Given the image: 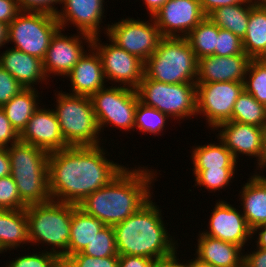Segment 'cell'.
I'll list each match as a JSON object with an SVG mask.
<instances>
[{
    "mask_svg": "<svg viewBox=\"0 0 266 267\" xmlns=\"http://www.w3.org/2000/svg\"><path fill=\"white\" fill-rule=\"evenodd\" d=\"M99 145L69 146L49 153L48 178L51 199L78 205L107 185L124 168L110 162Z\"/></svg>",
    "mask_w": 266,
    "mask_h": 267,
    "instance_id": "cell-1",
    "label": "cell"
},
{
    "mask_svg": "<svg viewBox=\"0 0 266 267\" xmlns=\"http://www.w3.org/2000/svg\"><path fill=\"white\" fill-rule=\"evenodd\" d=\"M149 172L148 169L128 171L124 168L107 185L88 195L77 206L106 226L123 222L150 200L149 184L154 176Z\"/></svg>",
    "mask_w": 266,
    "mask_h": 267,
    "instance_id": "cell-2",
    "label": "cell"
},
{
    "mask_svg": "<svg viewBox=\"0 0 266 267\" xmlns=\"http://www.w3.org/2000/svg\"><path fill=\"white\" fill-rule=\"evenodd\" d=\"M160 214L159 208L149 200L136 213L115 224L118 255L143 256L155 261L173 255L175 243L168 237Z\"/></svg>",
    "mask_w": 266,
    "mask_h": 267,
    "instance_id": "cell-3",
    "label": "cell"
},
{
    "mask_svg": "<svg viewBox=\"0 0 266 267\" xmlns=\"http://www.w3.org/2000/svg\"><path fill=\"white\" fill-rule=\"evenodd\" d=\"M7 147L11 177L21 200L28 206L43 204L51 199L49 193V153L29 143L18 141Z\"/></svg>",
    "mask_w": 266,
    "mask_h": 267,
    "instance_id": "cell-4",
    "label": "cell"
},
{
    "mask_svg": "<svg viewBox=\"0 0 266 267\" xmlns=\"http://www.w3.org/2000/svg\"><path fill=\"white\" fill-rule=\"evenodd\" d=\"M144 66V74L154 81L177 84L197 80L198 59L187 38L163 37Z\"/></svg>",
    "mask_w": 266,
    "mask_h": 267,
    "instance_id": "cell-5",
    "label": "cell"
},
{
    "mask_svg": "<svg viewBox=\"0 0 266 267\" xmlns=\"http://www.w3.org/2000/svg\"><path fill=\"white\" fill-rule=\"evenodd\" d=\"M25 211L28 219L29 243L43 241L60 248L55 254L68 257L72 204L50 200L43 204L28 205Z\"/></svg>",
    "mask_w": 266,
    "mask_h": 267,
    "instance_id": "cell-6",
    "label": "cell"
},
{
    "mask_svg": "<svg viewBox=\"0 0 266 267\" xmlns=\"http://www.w3.org/2000/svg\"><path fill=\"white\" fill-rule=\"evenodd\" d=\"M54 111L61 134L69 146L99 145V130L93 104L88 96L58 94Z\"/></svg>",
    "mask_w": 266,
    "mask_h": 267,
    "instance_id": "cell-7",
    "label": "cell"
},
{
    "mask_svg": "<svg viewBox=\"0 0 266 267\" xmlns=\"http://www.w3.org/2000/svg\"><path fill=\"white\" fill-rule=\"evenodd\" d=\"M139 102L158 109L170 117L197 115L196 83L167 84L145 74L135 89Z\"/></svg>",
    "mask_w": 266,
    "mask_h": 267,
    "instance_id": "cell-8",
    "label": "cell"
},
{
    "mask_svg": "<svg viewBox=\"0 0 266 267\" xmlns=\"http://www.w3.org/2000/svg\"><path fill=\"white\" fill-rule=\"evenodd\" d=\"M59 29L56 16L22 11L8 25V42L12 40L15 49L43 60L52 37Z\"/></svg>",
    "mask_w": 266,
    "mask_h": 267,
    "instance_id": "cell-9",
    "label": "cell"
},
{
    "mask_svg": "<svg viewBox=\"0 0 266 267\" xmlns=\"http://www.w3.org/2000/svg\"><path fill=\"white\" fill-rule=\"evenodd\" d=\"M90 98L100 131L106 123L125 130L134 128L139 101L135 89L123 86L102 88Z\"/></svg>",
    "mask_w": 266,
    "mask_h": 267,
    "instance_id": "cell-10",
    "label": "cell"
},
{
    "mask_svg": "<svg viewBox=\"0 0 266 267\" xmlns=\"http://www.w3.org/2000/svg\"><path fill=\"white\" fill-rule=\"evenodd\" d=\"M243 90L240 82L196 83L197 114L202 112L213 128L232 121L234 104Z\"/></svg>",
    "mask_w": 266,
    "mask_h": 267,
    "instance_id": "cell-11",
    "label": "cell"
},
{
    "mask_svg": "<svg viewBox=\"0 0 266 267\" xmlns=\"http://www.w3.org/2000/svg\"><path fill=\"white\" fill-rule=\"evenodd\" d=\"M109 40L145 62L158 48L163 38L155 21L153 24L124 19L106 30Z\"/></svg>",
    "mask_w": 266,
    "mask_h": 267,
    "instance_id": "cell-12",
    "label": "cell"
},
{
    "mask_svg": "<svg viewBox=\"0 0 266 267\" xmlns=\"http://www.w3.org/2000/svg\"><path fill=\"white\" fill-rule=\"evenodd\" d=\"M98 41V36L93 37L91 47H94V51L97 49L105 78L122 82L124 87L128 85V88L136 89L144 77L145 62L113 42L109 45H100Z\"/></svg>",
    "mask_w": 266,
    "mask_h": 267,
    "instance_id": "cell-13",
    "label": "cell"
},
{
    "mask_svg": "<svg viewBox=\"0 0 266 267\" xmlns=\"http://www.w3.org/2000/svg\"><path fill=\"white\" fill-rule=\"evenodd\" d=\"M206 17L200 0H168L153 16L163 37H183ZM181 32V36L176 34Z\"/></svg>",
    "mask_w": 266,
    "mask_h": 267,
    "instance_id": "cell-14",
    "label": "cell"
},
{
    "mask_svg": "<svg viewBox=\"0 0 266 267\" xmlns=\"http://www.w3.org/2000/svg\"><path fill=\"white\" fill-rule=\"evenodd\" d=\"M20 141L41 148L48 153L69 147L61 134L54 109L38 108L20 133Z\"/></svg>",
    "mask_w": 266,
    "mask_h": 267,
    "instance_id": "cell-15",
    "label": "cell"
},
{
    "mask_svg": "<svg viewBox=\"0 0 266 267\" xmlns=\"http://www.w3.org/2000/svg\"><path fill=\"white\" fill-rule=\"evenodd\" d=\"M250 61L251 58L245 52L231 56H204L198 59L196 83H244Z\"/></svg>",
    "mask_w": 266,
    "mask_h": 267,
    "instance_id": "cell-16",
    "label": "cell"
},
{
    "mask_svg": "<svg viewBox=\"0 0 266 267\" xmlns=\"http://www.w3.org/2000/svg\"><path fill=\"white\" fill-rule=\"evenodd\" d=\"M222 128L219 139L232 153L234 159L238 154L258 157L259 167L263 166V129L251 124L227 121L216 128ZM237 152H239L237 154Z\"/></svg>",
    "mask_w": 266,
    "mask_h": 267,
    "instance_id": "cell-17",
    "label": "cell"
},
{
    "mask_svg": "<svg viewBox=\"0 0 266 267\" xmlns=\"http://www.w3.org/2000/svg\"><path fill=\"white\" fill-rule=\"evenodd\" d=\"M213 210L209 221L210 231L202 234L244 247L252 235L244 215L223 201L217 202Z\"/></svg>",
    "mask_w": 266,
    "mask_h": 267,
    "instance_id": "cell-18",
    "label": "cell"
},
{
    "mask_svg": "<svg viewBox=\"0 0 266 267\" xmlns=\"http://www.w3.org/2000/svg\"><path fill=\"white\" fill-rule=\"evenodd\" d=\"M62 3L64 10L58 11L56 16L60 28L68 21L75 24L90 47L93 37L98 36L104 0H62Z\"/></svg>",
    "mask_w": 266,
    "mask_h": 267,
    "instance_id": "cell-19",
    "label": "cell"
},
{
    "mask_svg": "<svg viewBox=\"0 0 266 267\" xmlns=\"http://www.w3.org/2000/svg\"><path fill=\"white\" fill-rule=\"evenodd\" d=\"M61 30L59 29L52 37L46 55L42 60L46 76H48V72L67 76L85 53L79 36L76 37L75 35L68 38L60 33Z\"/></svg>",
    "mask_w": 266,
    "mask_h": 267,
    "instance_id": "cell-20",
    "label": "cell"
},
{
    "mask_svg": "<svg viewBox=\"0 0 266 267\" xmlns=\"http://www.w3.org/2000/svg\"><path fill=\"white\" fill-rule=\"evenodd\" d=\"M95 52L83 54L67 75L71 79L73 95L91 97L105 87L102 61L97 51Z\"/></svg>",
    "mask_w": 266,
    "mask_h": 267,
    "instance_id": "cell-21",
    "label": "cell"
},
{
    "mask_svg": "<svg viewBox=\"0 0 266 267\" xmlns=\"http://www.w3.org/2000/svg\"><path fill=\"white\" fill-rule=\"evenodd\" d=\"M0 65L7 70L24 89H31L36 81H42V79L44 81V79H46L43 61L40 58L15 48L5 51V53L0 56Z\"/></svg>",
    "mask_w": 266,
    "mask_h": 267,
    "instance_id": "cell-22",
    "label": "cell"
},
{
    "mask_svg": "<svg viewBox=\"0 0 266 267\" xmlns=\"http://www.w3.org/2000/svg\"><path fill=\"white\" fill-rule=\"evenodd\" d=\"M197 257L214 267H242L244 256L240 255L242 247L200 234Z\"/></svg>",
    "mask_w": 266,
    "mask_h": 267,
    "instance_id": "cell-23",
    "label": "cell"
},
{
    "mask_svg": "<svg viewBox=\"0 0 266 267\" xmlns=\"http://www.w3.org/2000/svg\"><path fill=\"white\" fill-rule=\"evenodd\" d=\"M242 188L244 217L251 230L266 225V177L255 174Z\"/></svg>",
    "mask_w": 266,
    "mask_h": 267,
    "instance_id": "cell-24",
    "label": "cell"
},
{
    "mask_svg": "<svg viewBox=\"0 0 266 267\" xmlns=\"http://www.w3.org/2000/svg\"><path fill=\"white\" fill-rule=\"evenodd\" d=\"M105 224L72 204L68 257L82 252Z\"/></svg>",
    "mask_w": 266,
    "mask_h": 267,
    "instance_id": "cell-25",
    "label": "cell"
},
{
    "mask_svg": "<svg viewBox=\"0 0 266 267\" xmlns=\"http://www.w3.org/2000/svg\"><path fill=\"white\" fill-rule=\"evenodd\" d=\"M29 242L28 219L25 209H0V248H9Z\"/></svg>",
    "mask_w": 266,
    "mask_h": 267,
    "instance_id": "cell-26",
    "label": "cell"
},
{
    "mask_svg": "<svg viewBox=\"0 0 266 267\" xmlns=\"http://www.w3.org/2000/svg\"><path fill=\"white\" fill-rule=\"evenodd\" d=\"M242 46L251 59L266 58V6H254L250 10Z\"/></svg>",
    "mask_w": 266,
    "mask_h": 267,
    "instance_id": "cell-27",
    "label": "cell"
},
{
    "mask_svg": "<svg viewBox=\"0 0 266 267\" xmlns=\"http://www.w3.org/2000/svg\"><path fill=\"white\" fill-rule=\"evenodd\" d=\"M253 7L251 4L221 6L209 13L207 17L219 28L229 30L243 39L249 23L250 10Z\"/></svg>",
    "mask_w": 266,
    "mask_h": 267,
    "instance_id": "cell-28",
    "label": "cell"
},
{
    "mask_svg": "<svg viewBox=\"0 0 266 267\" xmlns=\"http://www.w3.org/2000/svg\"><path fill=\"white\" fill-rule=\"evenodd\" d=\"M36 97L38 95H36L35 88L24 89L1 107L19 134L26 127L33 113L38 109Z\"/></svg>",
    "mask_w": 266,
    "mask_h": 267,
    "instance_id": "cell-29",
    "label": "cell"
},
{
    "mask_svg": "<svg viewBox=\"0 0 266 267\" xmlns=\"http://www.w3.org/2000/svg\"><path fill=\"white\" fill-rule=\"evenodd\" d=\"M198 146L194 149L192 161L193 169H221V167H235L236 160L224 143Z\"/></svg>",
    "mask_w": 266,
    "mask_h": 267,
    "instance_id": "cell-30",
    "label": "cell"
},
{
    "mask_svg": "<svg viewBox=\"0 0 266 267\" xmlns=\"http://www.w3.org/2000/svg\"><path fill=\"white\" fill-rule=\"evenodd\" d=\"M232 121L263 127L266 124V105L243 90L234 104Z\"/></svg>",
    "mask_w": 266,
    "mask_h": 267,
    "instance_id": "cell-31",
    "label": "cell"
},
{
    "mask_svg": "<svg viewBox=\"0 0 266 267\" xmlns=\"http://www.w3.org/2000/svg\"><path fill=\"white\" fill-rule=\"evenodd\" d=\"M218 26L207 16L186 37L197 59L214 55Z\"/></svg>",
    "mask_w": 266,
    "mask_h": 267,
    "instance_id": "cell-32",
    "label": "cell"
},
{
    "mask_svg": "<svg viewBox=\"0 0 266 267\" xmlns=\"http://www.w3.org/2000/svg\"><path fill=\"white\" fill-rule=\"evenodd\" d=\"M249 80H244V90L259 103L266 105V58L251 59L247 73Z\"/></svg>",
    "mask_w": 266,
    "mask_h": 267,
    "instance_id": "cell-33",
    "label": "cell"
},
{
    "mask_svg": "<svg viewBox=\"0 0 266 267\" xmlns=\"http://www.w3.org/2000/svg\"><path fill=\"white\" fill-rule=\"evenodd\" d=\"M91 257L119 256L116 249L113 226H104L82 251Z\"/></svg>",
    "mask_w": 266,
    "mask_h": 267,
    "instance_id": "cell-34",
    "label": "cell"
},
{
    "mask_svg": "<svg viewBox=\"0 0 266 267\" xmlns=\"http://www.w3.org/2000/svg\"><path fill=\"white\" fill-rule=\"evenodd\" d=\"M167 117L169 116L158 109L146 106L138 101L134 127L145 133L159 134L163 130Z\"/></svg>",
    "mask_w": 266,
    "mask_h": 267,
    "instance_id": "cell-35",
    "label": "cell"
},
{
    "mask_svg": "<svg viewBox=\"0 0 266 267\" xmlns=\"http://www.w3.org/2000/svg\"><path fill=\"white\" fill-rule=\"evenodd\" d=\"M235 167H221V169H194L197 185L206 186L209 190H220L229 184L234 176Z\"/></svg>",
    "mask_w": 266,
    "mask_h": 267,
    "instance_id": "cell-36",
    "label": "cell"
},
{
    "mask_svg": "<svg viewBox=\"0 0 266 267\" xmlns=\"http://www.w3.org/2000/svg\"><path fill=\"white\" fill-rule=\"evenodd\" d=\"M27 205L21 200L15 181L11 175L0 178V209H25Z\"/></svg>",
    "mask_w": 266,
    "mask_h": 267,
    "instance_id": "cell-37",
    "label": "cell"
},
{
    "mask_svg": "<svg viewBox=\"0 0 266 267\" xmlns=\"http://www.w3.org/2000/svg\"><path fill=\"white\" fill-rule=\"evenodd\" d=\"M242 39L233 32L218 27L215 56H231L243 54Z\"/></svg>",
    "mask_w": 266,
    "mask_h": 267,
    "instance_id": "cell-38",
    "label": "cell"
},
{
    "mask_svg": "<svg viewBox=\"0 0 266 267\" xmlns=\"http://www.w3.org/2000/svg\"><path fill=\"white\" fill-rule=\"evenodd\" d=\"M53 251L46 252L42 254H32L21 256L15 259V261L10 262L11 264L7 265L9 267H58V262L60 256L55 254V248H52Z\"/></svg>",
    "mask_w": 266,
    "mask_h": 267,
    "instance_id": "cell-39",
    "label": "cell"
},
{
    "mask_svg": "<svg viewBox=\"0 0 266 267\" xmlns=\"http://www.w3.org/2000/svg\"><path fill=\"white\" fill-rule=\"evenodd\" d=\"M22 90L24 87L0 65V108Z\"/></svg>",
    "mask_w": 266,
    "mask_h": 267,
    "instance_id": "cell-40",
    "label": "cell"
},
{
    "mask_svg": "<svg viewBox=\"0 0 266 267\" xmlns=\"http://www.w3.org/2000/svg\"><path fill=\"white\" fill-rule=\"evenodd\" d=\"M70 258L79 267H118L119 256H108V257H91L83 254L82 252L73 254Z\"/></svg>",
    "mask_w": 266,
    "mask_h": 267,
    "instance_id": "cell-41",
    "label": "cell"
},
{
    "mask_svg": "<svg viewBox=\"0 0 266 267\" xmlns=\"http://www.w3.org/2000/svg\"><path fill=\"white\" fill-rule=\"evenodd\" d=\"M62 0H17L20 11L23 12H42L57 16L56 8L52 7L54 3H61ZM22 9V10H21Z\"/></svg>",
    "mask_w": 266,
    "mask_h": 267,
    "instance_id": "cell-42",
    "label": "cell"
},
{
    "mask_svg": "<svg viewBox=\"0 0 266 267\" xmlns=\"http://www.w3.org/2000/svg\"><path fill=\"white\" fill-rule=\"evenodd\" d=\"M19 140L20 134L14 129L5 112L0 108V148H7L9 142L12 145Z\"/></svg>",
    "mask_w": 266,
    "mask_h": 267,
    "instance_id": "cell-43",
    "label": "cell"
},
{
    "mask_svg": "<svg viewBox=\"0 0 266 267\" xmlns=\"http://www.w3.org/2000/svg\"><path fill=\"white\" fill-rule=\"evenodd\" d=\"M20 12L17 0H0V22L9 25Z\"/></svg>",
    "mask_w": 266,
    "mask_h": 267,
    "instance_id": "cell-44",
    "label": "cell"
},
{
    "mask_svg": "<svg viewBox=\"0 0 266 267\" xmlns=\"http://www.w3.org/2000/svg\"><path fill=\"white\" fill-rule=\"evenodd\" d=\"M155 260L143 256L119 255L118 267H151Z\"/></svg>",
    "mask_w": 266,
    "mask_h": 267,
    "instance_id": "cell-45",
    "label": "cell"
},
{
    "mask_svg": "<svg viewBox=\"0 0 266 267\" xmlns=\"http://www.w3.org/2000/svg\"><path fill=\"white\" fill-rule=\"evenodd\" d=\"M203 13L207 16L213 10L221 6L234 4H246V0H200Z\"/></svg>",
    "mask_w": 266,
    "mask_h": 267,
    "instance_id": "cell-46",
    "label": "cell"
},
{
    "mask_svg": "<svg viewBox=\"0 0 266 267\" xmlns=\"http://www.w3.org/2000/svg\"><path fill=\"white\" fill-rule=\"evenodd\" d=\"M259 249V250H258ZM252 254L243 255V266L245 267H266V250L258 248Z\"/></svg>",
    "mask_w": 266,
    "mask_h": 267,
    "instance_id": "cell-47",
    "label": "cell"
},
{
    "mask_svg": "<svg viewBox=\"0 0 266 267\" xmlns=\"http://www.w3.org/2000/svg\"><path fill=\"white\" fill-rule=\"evenodd\" d=\"M11 174L10 158L7 148H0V178Z\"/></svg>",
    "mask_w": 266,
    "mask_h": 267,
    "instance_id": "cell-48",
    "label": "cell"
},
{
    "mask_svg": "<svg viewBox=\"0 0 266 267\" xmlns=\"http://www.w3.org/2000/svg\"><path fill=\"white\" fill-rule=\"evenodd\" d=\"M151 17L168 1V0H144Z\"/></svg>",
    "mask_w": 266,
    "mask_h": 267,
    "instance_id": "cell-49",
    "label": "cell"
},
{
    "mask_svg": "<svg viewBox=\"0 0 266 267\" xmlns=\"http://www.w3.org/2000/svg\"><path fill=\"white\" fill-rule=\"evenodd\" d=\"M257 229H261V230L263 229L259 233V238H258V241H257V246H258L257 248H262V249L266 250V225L255 227L252 230V234H254V232L257 231Z\"/></svg>",
    "mask_w": 266,
    "mask_h": 267,
    "instance_id": "cell-50",
    "label": "cell"
},
{
    "mask_svg": "<svg viewBox=\"0 0 266 267\" xmlns=\"http://www.w3.org/2000/svg\"><path fill=\"white\" fill-rule=\"evenodd\" d=\"M8 43V25L0 22V47Z\"/></svg>",
    "mask_w": 266,
    "mask_h": 267,
    "instance_id": "cell-51",
    "label": "cell"
},
{
    "mask_svg": "<svg viewBox=\"0 0 266 267\" xmlns=\"http://www.w3.org/2000/svg\"><path fill=\"white\" fill-rule=\"evenodd\" d=\"M176 253L166 258V267H189L188 264H182L177 262Z\"/></svg>",
    "mask_w": 266,
    "mask_h": 267,
    "instance_id": "cell-52",
    "label": "cell"
},
{
    "mask_svg": "<svg viewBox=\"0 0 266 267\" xmlns=\"http://www.w3.org/2000/svg\"><path fill=\"white\" fill-rule=\"evenodd\" d=\"M58 267H79L70 257L61 256Z\"/></svg>",
    "mask_w": 266,
    "mask_h": 267,
    "instance_id": "cell-53",
    "label": "cell"
},
{
    "mask_svg": "<svg viewBox=\"0 0 266 267\" xmlns=\"http://www.w3.org/2000/svg\"><path fill=\"white\" fill-rule=\"evenodd\" d=\"M189 267H214L212 264L201 261L198 257L188 263Z\"/></svg>",
    "mask_w": 266,
    "mask_h": 267,
    "instance_id": "cell-54",
    "label": "cell"
},
{
    "mask_svg": "<svg viewBox=\"0 0 266 267\" xmlns=\"http://www.w3.org/2000/svg\"><path fill=\"white\" fill-rule=\"evenodd\" d=\"M263 129V168L266 166V124L262 127Z\"/></svg>",
    "mask_w": 266,
    "mask_h": 267,
    "instance_id": "cell-55",
    "label": "cell"
},
{
    "mask_svg": "<svg viewBox=\"0 0 266 267\" xmlns=\"http://www.w3.org/2000/svg\"><path fill=\"white\" fill-rule=\"evenodd\" d=\"M247 1V5L251 3L252 6H266V0H257L255 2H252L253 0H246Z\"/></svg>",
    "mask_w": 266,
    "mask_h": 267,
    "instance_id": "cell-56",
    "label": "cell"
},
{
    "mask_svg": "<svg viewBox=\"0 0 266 267\" xmlns=\"http://www.w3.org/2000/svg\"><path fill=\"white\" fill-rule=\"evenodd\" d=\"M151 267H166V258L160 261H155Z\"/></svg>",
    "mask_w": 266,
    "mask_h": 267,
    "instance_id": "cell-57",
    "label": "cell"
}]
</instances>
